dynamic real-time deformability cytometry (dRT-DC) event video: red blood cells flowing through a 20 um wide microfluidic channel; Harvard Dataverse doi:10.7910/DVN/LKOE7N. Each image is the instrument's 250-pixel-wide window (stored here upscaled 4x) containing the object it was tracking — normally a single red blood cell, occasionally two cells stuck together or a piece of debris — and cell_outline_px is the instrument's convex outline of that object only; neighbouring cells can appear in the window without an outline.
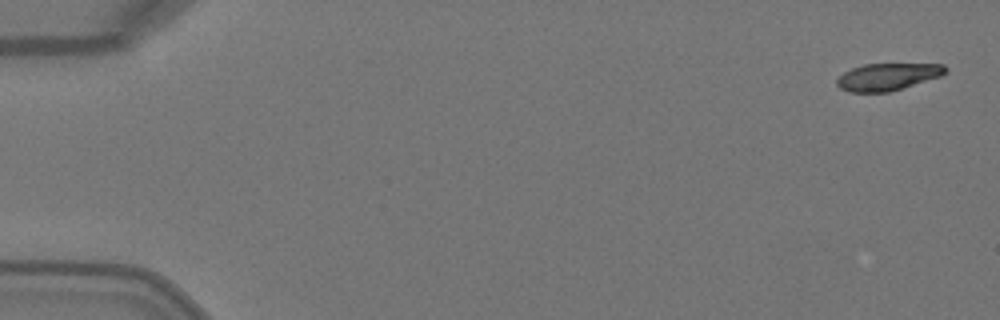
{"species": "Egyptian fruit bat (a non-hibernating species)", "species_latin": "Rousettus aegyptiacus", "temperature_condition": "warm", "stored_images_in_passage": 3, "camera_frame_rate_fps": 3000, "um_per_image_px": 0.085, "animal": {"sex": "female"}, "frame": {"image": 1, "passage_image": 1, "time_ms": 0.0, "image_size_px": [1000, 320], "cell_outline_px": [[948, 68], [940, 76], [888, 92], [848, 92], [840, 88], [836, 84], [836, 80], [844, 72], [852, 68], [864, 64], [944, 64]], "centroid_in_image_um": [75.41, 6.52], "position_along_channel_um": 9.6, "area_um2": 16.94}}